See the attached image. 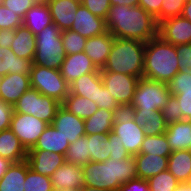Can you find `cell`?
<instances>
[{"label":"cell","instance_id":"1","mask_svg":"<svg viewBox=\"0 0 191 191\" xmlns=\"http://www.w3.org/2000/svg\"><path fill=\"white\" fill-rule=\"evenodd\" d=\"M107 31L115 38L135 39L144 43L158 36V23L141 6L111 5Z\"/></svg>","mask_w":191,"mask_h":191},{"label":"cell","instance_id":"2","mask_svg":"<svg viewBox=\"0 0 191 191\" xmlns=\"http://www.w3.org/2000/svg\"><path fill=\"white\" fill-rule=\"evenodd\" d=\"M85 186L117 191L131 179L138 178L134 156L124 159L108 158L105 162L83 165Z\"/></svg>","mask_w":191,"mask_h":191},{"label":"cell","instance_id":"3","mask_svg":"<svg viewBox=\"0 0 191 191\" xmlns=\"http://www.w3.org/2000/svg\"><path fill=\"white\" fill-rule=\"evenodd\" d=\"M179 69L175 45L163 41L159 36L146 42L144 78L167 83Z\"/></svg>","mask_w":191,"mask_h":191},{"label":"cell","instance_id":"4","mask_svg":"<svg viewBox=\"0 0 191 191\" xmlns=\"http://www.w3.org/2000/svg\"><path fill=\"white\" fill-rule=\"evenodd\" d=\"M145 44L135 39L115 38L111 52L100 71L143 77Z\"/></svg>","mask_w":191,"mask_h":191},{"label":"cell","instance_id":"5","mask_svg":"<svg viewBox=\"0 0 191 191\" xmlns=\"http://www.w3.org/2000/svg\"><path fill=\"white\" fill-rule=\"evenodd\" d=\"M61 30L54 24L47 25L35 35L36 52L34 65L60 70L66 56L62 44Z\"/></svg>","mask_w":191,"mask_h":191},{"label":"cell","instance_id":"6","mask_svg":"<svg viewBox=\"0 0 191 191\" xmlns=\"http://www.w3.org/2000/svg\"><path fill=\"white\" fill-rule=\"evenodd\" d=\"M30 86L61 104L69 94V84L62 77L61 71L45 66L32 64Z\"/></svg>","mask_w":191,"mask_h":191},{"label":"cell","instance_id":"7","mask_svg":"<svg viewBox=\"0 0 191 191\" xmlns=\"http://www.w3.org/2000/svg\"><path fill=\"white\" fill-rule=\"evenodd\" d=\"M61 103L42 95L37 89L29 88L13 105L14 112L30 114L51 124Z\"/></svg>","mask_w":191,"mask_h":191},{"label":"cell","instance_id":"8","mask_svg":"<svg viewBox=\"0 0 191 191\" xmlns=\"http://www.w3.org/2000/svg\"><path fill=\"white\" fill-rule=\"evenodd\" d=\"M170 95L167 83L142 77L138 80L133 101L128 109L161 110Z\"/></svg>","mask_w":191,"mask_h":191},{"label":"cell","instance_id":"9","mask_svg":"<svg viewBox=\"0 0 191 191\" xmlns=\"http://www.w3.org/2000/svg\"><path fill=\"white\" fill-rule=\"evenodd\" d=\"M112 132L119 136V141L123 143L130 155L139 154L145 137L143 127L134 120L127 110L117 114Z\"/></svg>","mask_w":191,"mask_h":191},{"label":"cell","instance_id":"10","mask_svg":"<svg viewBox=\"0 0 191 191\" xmlns=\"http://www.w3.org/2000/svg\"><path fill=\"white\" fill-rule=\"evenodd\" d=\"M100 74L104 87L109 90L114 100L127 110L133 101L139 78L110 71H100Z\"/></svg>","mask_w":191,"mask_h":191},{"label":"cell","instance_id":"11","mask_svg":"<svg viewBox=\"0 0 191 191\" xmlns=\"http://www.w3.org/2000/svg\"><path fill=\"white\" fill-rule=\"evenodd\" d=\"M49 124L30 114L13 111L10 129L28 151L37 143L39 136Z\"/></svg>","mask_w":191,"mask_h":191},{"label":"cell","instance_id":"12","mask_svg":"<svg viewBox=\"0 0 191 191\" xmlns=\"http://www.w3.org/2000/svg\"><path fill=\"white\" fill-rule=\"evenodd\" d=\"M158 36L172 45L191 43V22L182 16L170 17L158 23Z\"/></svg>","mask_w":191,"mask_h":191},{"label":"cell","instance_id":"13","mask_svg":"<svg viewBox=\"0 0 191 191\" xmlns=\"http://www.w3.org/2000/svg\"><path fill=\"white\" fill-rule=\"evenodd\" d=\"M70 30L78 32L88 39L107 32L106 20L92 14L85 6L80 4Z\"/></svg>","mask_w":191,"mask_h":191},{"label":"cell","instance_id":"14","mask_svg":"<svg viewBox=\"0 0 191 191\" xmlns=\"http://www.w3.org/2000/svg\"><path fill=\"white\" fill-rule=\"evenodd\" d=\"M60 71L68 84L84 74L100 73V69L95 66L85 52L66 55Z\"/></svg>","mask_w":191,"mask_h":191},{"label":"cell","instance_id":"15","mask_svg":"<svg viewBox=\"0 0 191 191\" xmlns=\"http://www.w3.org/2000/svg\"><path fill=\"white\" fill-rule=\"evenodd\" d=\"M54 126L69 143H74L79 137L85 136L84 119L70 113L62 105L58 108L52 121Z\"/></svg>","mask_w":191,"mask_h":191},{"label":"cell","instance_id":"16","mask_svg":"<svg viewBox=\"0 0 191 191\" xmlns=\"http://www.w3.org/2000/svg\"><path fill=\"white\" fill-rule=\"evenodd\" d=\"M26 160L34 172L51 177L55 170L65 163V156L45 150H28Z\"/></svg>","mask_w":191,"mask_h":191},{"label":"cell","instance_id":"17","mask_svg":"<svg viewBox=\"0 0 191 191\" xmlns=\"http://www.w3.org/2000/svg\"><path fill=\"white\" fill-rule=\"evenodd\" d=\"M30 87V74L13 73L2 76L0 100L13 106Z\"/></svg>","mask_w":191,"mask_h":191},{"label":"cell","instance_id":"18","mask_svg":"<svg viewBox=\"0 0 191 191\" xmlns=\"http://www.w3.org/2000/svg\"><path fill=\"white\" fill-rule=\"evenodd\" d=\"M50 178L54 190L64 188L81 189L85 186L83 167L67 162L59 166Z\"/></svg>","mask_w":191,"mask_h":191},{"label":"cell","instance_id":"19","mask_svg":"<svg viewBox=\"0 0 191 191\" xmlns=\"http://www.w3.org/2000/svg\"><path fill=\"white\" fill-rule=\"evenodd\" d=\"M115 37L109 32L86 39L83 52L92 60L98 69H102L111 52Z\"/></svg>","mask_w":191,"mask_h":191},{"label":"cell","instance_id":"20","mask_svg":"<svg viewBox=\"0 0 191 191\" xmlns=\"http://www.w3.org/2000/svg\"><path fill=\"white\" fill-rule=\"evenodd\" d=\"M81 0H49L47 3L53 23L61 30L70 29Z\"/></svg>","mask_w":191,"mask_h":191},{"label":"cell","instance_id":"21","mask_svg":"<svg viewBox=\"0 0 191 191\" xmlns=\"http://www.w3.org/2000/svg\"><path fill=\"white\" fill-rule=\"evenodd\" d=\"M134 120L143 127L145 136H156L166 132V124L161 110L143 111V109H127Z\"/></svg>","mask_w":191,"mask_h":191},{"label":"cell","instance_id":"22","mask_svg":"<svg viewBox=\"0 0 191 191\" xmlns=\"http://www.w3.org/2000/svg\"><path fill=\"white\" fill-rule=\"evenodd\" d=\"M165 136L172 152L191 150V120L178 121L168 125Z\"/></svg>","mask_w":191,"mask_h":191},{"label":"cell","instance_id":"23","mask_svg":"<svg viewBox=\"0 0 191 191\" xmlns=\"http://www.w3.org/2000/svg\"><path fill=\"white\" fill-rule=\"evenodd\" d=\"M69 92L89 98L98 106L100 96V73H88L69 84Z\"/></svg>","mask_w":191,"mask_h":191},{"label":"cell","instance_id":"24","mask_svg":"<svg viewBox=\"0 0 191 191\" xmlns=\"http://www.w3.org/2000/svg\"><path fill=\"white\" fill-rule=\"evenodd\" d=\"M69 145L70 143L68 139H65L60 131L52 126V124H49L39 136V139L34 147L29 150H45L65 156Z\"/></svg>","mask_w":191,"mask_h":191},{"label":"cell","instance_id":"25","mask_svg":"<svg viewBox=\"0 0 191 191\" xmlns=\"http://www.w3.org/2000/svg\"><path fill=\"white\" fill-rule=\"evenodd\" d=\"M138 178L148 180L168 169V157L153 154L134 155Z\"/></svg>","mask_w":191,"mask_h":191},{"label":"cell","instance_id":"26","mask_svg":"<svg viewBox=\"0 0 191 191\" xmlns=\"http://www.w3.org/2000/svg\"><path fill=\"white\" fill-rule=\"evenodd\" d=\"M28 151L9 128L0 132V157L13 163L26 160Z\"/></svg>","mask_w":191,"mask_h":191},{"label":"cell","instance_id":"27","mask_svg":"<svg viewBox=\"0 0 191 191\" xmlns=\"http://www.w3.org/2000/svg\"><path fill=\"white\" fill-rule=\"evenodd\" d=\"M10 48L18 57L33 62L36 52L35 36L24 25L17 27Z\"/></svg>","mask_w":191,"mask_h":191},{"label":"cell","instance_id":"28","mask_svg":"<svg viewBox=\"0 0 191 191\" xmlns=\"http://www.w3.org/2000/svg\"><path fill=\"white\" fill-rule=\"evenodd\" d=\"M52 23V16L47 4L35 3L26 12L23 18V25L27 27L34 36Z\"/></svg>","mask_w":191,"mask_h":191},{"label":"cell","instance_id":"29","mask_svg":"<svg viewBox=\"0 0 191 191\" xmlns=\"http://www.w3.org/2000/svg\"><path fill=\"white\" fill-rule=\"evenodd\" d=\"M116 116L115 111L99 108L91 117L84 120L85 135L111 132Z\"/></svg>","mask_w":191,"mask_h":191},{"label":"cell","instance_id":"30","mask_svg":"<svg viewBox=\"0 0 191 191\" xmlns=\"http://www.w3.org/2000/svg\"><path fill=\"white\" fill-rule=\"evenodd\" d=\"M176 179L185 183L191 174V150H178L168 157V169Z\"/></svg>","mask_w":191,"mask_h":191},{"label":"cell","instance_id":"31","mask_svg":"<svg viewBox=\"0 0 191 191\" xmlns=\"http://www.w3.org/2000/svg\"><path fill=\"white\" fill-rule=\"evenodd\" d=\"M3 57L0 59V76L19 73L30 74L33 62L31 60L18 57L11 48H1Z\"/></svg>","mask_w":191,"mask_h":191},{"label":"cell","instance_id":"32","mask_svg":"<svg viewBox=\"0 0 191 191\" xmlns=\"http://www.w3.org/2000/svg\"><path fill=\"white\" fill-rule=\"evenodd\" d=\"M27 173V160L12 163L0 179V191H24Z\"/></svg>","mask_w":191,"mask_h":191},{"label":"cell","instance_id":"33","mask_svg":"<svg viewBox=\"0 0 191 191\" xmlns=\"http://www.w3.org/2000/svg\"><path fill=\"white\" fill-rule=\"evenodd\" d=\"M61 105L70 113L84 120L91 117L99 109L96 103L89 98H84L71 92H69Z\"/></svg>","mask_w":191,"mask_h":191},{"label":"cell","instance_id":"34","mask_svg":"<svg viewBox=\"0 0 191 191\" xmlns=\"http://www.w3.org/2000/svg\"><path fill=\"white\" fill-rule=\"evenodd\" d=\"M89 141L90 161L105 162L110 158V142L108 133L87 135Z\"/></svg>","mask_w":191,"mask_h":191},{"label":"cell","instance_id":"35","mask_svg":"<svg viewBox=\"0 0 191 191\" xmlns=\"http://www.w3.org/2000/svg\"><path fill=\"white\" fill-rule=\"evenodd\" d=\"M89 141L87 135L79 137L68 146L65 154V162L83 166L90 162Z\"/></svg>","mask_w":191,"mask_h":191},{"label":"cell","instance_id":"36","mask_svg":"<svg viewBox=\"0 0 191 191\" xmlns=\"http://www.w3.org/2000/svg\"><path fill=\"white\" fill-rule=\"evenodd\" d=\"M172 153L165 133L156 136H145L139 154L169 156Z\"/></svg>","mask_w":191,"mask_h":191},{"label":"cell","instance_id":"37","mask_svg":"<svg viewBox=\"0 0 191 191\" xmlns=\"http://www.w3.org/2000/svg\"><path fill=\"white\" fill-rule=\"evenodd\" d=\"M24 191H54L51 178L34 172L27 162V173Z\"/></svg>","mask_w":191,"mask_h":191},{"label":"cell","instance_id":"38","mask_svg":"<svg viewBox=\"0 0 191 191\" xmlns=\"http://www.w3.org/2000/svg\"><path fill=\"white\" fill-rule=\"evenodd\" d=\"M147 181L151 191H175L180 184L168 170L154 175Z\"/></svg>","mask_w":191,"mask_h":191},{"label":"cell","instance_id":"39","mask_svg":"<svg viewBox=\"0 0 191 191\" xmlns=\"http://www.w3.org/2000/svg\"><path fill=\"white\" fill-rule=\"evenodd\" d=\"M61 37L66 55L83 52L87 38L70 29L63 30L61 32Z\"/></svg>","mask_w":191,"mask_h":191},{"label":"cell","instance_id":"40","mask_svg":"<svg viewBox=\"0 0 191 191\" xmlns=\"http://www.w3.org/2000/svg\"><path fill=\"white\" fill-rule=\"evenodd\" d=\"M163 118L167 125L174 124L178 121H184V116L180 105L174 95H170L165 106L161 109Z\"/></svg>","mask_w":191,"mask_h":191},{"label":"cell","instance_id":"41","mask_svg":"<svg viewBox=\"0 0 191 191\" xmlns=\"http://www.w3.org/2000/svg\"><path fill=\"white\" fill-rule=\"evenodd\" d=\"M22 25L23 20L15 12L0 3V30H15Z\"/></svg>","mask_w":191,"mask_h":191},{"label":"cell","instance_id":"42","mask_svg":"<svg viewBox=\"0 0 191 191\" xmlns=\"http://www.w3.org/2000/svg\"><path fill=\"white\" fill-rule=\"evenodd\" d=\"M171 95L180 94L182 91H191V75L178 72L169 82H167Z\"/></svg>","mask_w":191,"mask_h":191},{"label":"cell","instance_id":"43","mask_svg":"<svg viewBox=\"0 0 191 191\" xmlns=\"http://www.w3.org/2000/svg\"><path fill=\"white\" fill-rule=\"evenodd\" d=\"M98 108L115 111L117 114L124 111V109L116 102L107 88L104 87L100 74V96Z\"/></svg>","mask_w":191,"mask_h":191},{"label":"cell","instance_id":"44","mask_svg":"<svg viewBox=\"0 0 191 191\" xmlns=\"http://www.w3.org/2000/svg\"><path fill=\"white\" fill-rule=\"evenodd\" d=\"M179 72L189 73L191 75V43L175 45Z\"/></svg>","mask_w":191,"mask_h":191},{"label":"cell","instance_id":"45","mask_svg":"<svg viewBox=\"0 0 191 191\" xmlns=\"http://www.w3.org/2000/svg\"><path fill=\"white\" fill-rule=\"evenodd\" d=\"M184 5V0H163L161 5V21L170 17L181 16Z\"/></svg>","mask_w":191,"mask_h":191},{"label":"cell","instance_id":"46","mask_svg":"<svg viewBox=\"0 0 191 191\" xmlns=\"http://www.w3.org/2000/svg\"><path fill=\"white\" fill-rule=\"evenodd\" d=\"M81 4L85 6L92 14L106 19L111 7L110 0H81Z\"/></svg>","mask_w":191,"mask_h":191},{"label":"cell","instance_id":"47","mask_svg":"<svg viewBox=\"0 0 191 191\" xmlns=\"http://www.w3.org/2000/svg\"><path fill=\"white\" fill-rule=\"evenodd\" d=\"M108 139L110 142V158L111 159H124L128 158L131 155L128 151L124 148V145L121 141H119V136H117L114 132L108 133Z\"/></svg>","mask_w":191,"mask_h":191},{"label":"cell","instance_id":"48","mask_svg":"<svg viewBox=\"0 0 191 191\" xmlns=\"http://www.w3.org/2000/svg\"><path fill=\"white\" fill-rule=\"evenodd\" d=\"M2 4L15 12L22 20L26 12L35 4L33 0H2Z\"/></svg>","mask_w":191,"mask_h":191},{"label":"cell","instance_id":"49","mask_svg":"<svg viewBox=\"0 0 191 191\" xmlns=\"http://www.w3.org/2000/svg\"><path fill=\"white\" fill-rule=\"evenodd\" d=\"M163 0H139V6L152 15L157 23L161 22V5Z\"/></svg>","mask_w":191,"mask_h":191},{"label":"cell","instance_id":"50","mask_svg":"<svg viewBox=\"0 0 191 191\" xmlns=\"http://www.w3.org/2000/svg\"><path fill=\"white\" fill-rule=\"evenodd\" d=\"M180 105L185 120H191V91H182L174 95Z\"/></svg>","mask_w":191,"mask_h":191},{"label":"cell","instance_id":"51","mask_svg":"<svg viewBox=\"0 0 191 191\" xmlns=\"http://www.w3.org/2000/svg\"><path fill=\"white\" fill-rule=\"evenodd\" d=\"M13 111L12 105L0 100V132L10 128Z\"/></svg>","mask_w":191,"mask_h":191},{"label":"cell","instance_id":"52","mask_svg":"<svg viewBox=\"0 0 191 191\" xmlns=\"http://www.w3.org/2000/svg\"><path fill=\"white\" fill-rule=\"evenodd\" d=\"M117 191H151L147 180L134 178L122 184Z\"/></svg>","mask_w":191,"mask_h":191},{"label":"cell","instance_id":"53","mask_svg":"<svg viewBox=\"0 0 191 191\" xmlns=\"http://www.w3.org/2000/svg\"><path fill=\"white\" fill-rule=\"evenodd\" d=\"M14 37H15L14 29L0 30V47L10 48L11 43L14 40Z\"/></svg>","mask_w":191,"mask_h":191},{"label":"cell","instance_id":"54","mask_svg":"<svg viewBox=\"0 0 191 191\" xmlns=\"http://www.w3.org/2000/svg\"><path fill=\"white\" fill-rule=\"evenodd\" d=\"M12 161L0 157V179L3 177V175L8 171L9 167L12 165Z\"/></svg>","mask_w":191,"mask_h":191},{"label":"cell","instance_id":"55","mask_svg":"<svg viewBox=\"0 0 191 191\" xmlns=\"http://www.w3.org/2000/svg\"><path fill=\"white\" fill-rule=\"evenodd\" d=\"M111 5L139 6V0H110Z\"/></svg>","mask_w":191,"mask_h":191},{"label":"cell","instance_id":"56","mask_svg":"<svg viewBox=\"0 0 191 191\" xmlns=\"http://www.w3.org/2000/svg\"><path fill=\"white\" fill-rule=\"evenodd\" d=\"M181 16L191 22V1L185 2Z\"/></svg>","mask_w":191,"mask_h":191},{"label":"cell","instance_id":"57","mask_svg":"<svg viewBox=\"0 0 191 191\" xmlns=\"http://www.w3.org/2000/svg\"><path fill=\"white\" fill-rule=\"evenodd\" d=\"M81 191H113V190L95 188V187H90V186H83L81 188Z\"/></svg>","mask_w":191,"mask_h":191},{"label":"cell","instance_id":"58","mask_svg":"<svg viewBox=\"0 0 191 191\" xmlns=\"http://www.w3.org/2000/svg\"><path fill=\"white\" fill-rule=\"evenodd\" d=\"M175 191H191V188L188 187L186 184L181 183L178 185Z\"/></svg>","mask_w":191,"mask_h":191},{"label":"cell","instance_id":"59","mask_svg":"<svg viewBox=\"0 0 191 191\" xmlns=\"http://www.w3.org/2000/svg\"><path fill=\"white\" fill-rule=\"evenodd\" d=\"M54 191H81V189H76V188H72V189H55Z\"/></svg>","mask_w":191,"mask_h":191},{"label":"cell","instance_id":"60","mask_svg":"<svg viewBox=\"0 0 191 191\" xmlns=\"http://www.w3.org/2000/svg\"><path fill=\"white\" fill-rule=\"evenodd\" d=\"M35 3H40V4H47L49 0H33Z\"/></svg>","mask_w":191,"mask_h":191},{"label":"cell","instance_id":"61","mask_svg":"<svg viewBox=\"0 0 191 191\" xmlns=\"http://www.w3.org/2000/svg\"><path fill=\"white\" fill-rule=\"evenodd\" d=\"M184 184H186L188 187L191 188V174L189 175L188 179L186 180Z\"/></svg>","mask_w":191,"mask_h":191},{"label":"cell","instance_id":"62","mask_svg":"<svg viewBox=\"0 0 191 191\" xmlns=\"http://www.w3.org/2000/svg\"><path fill=\"white\" fill-rule=\"evenodd\" d=\"M3 57V54L1 53V47H0V59Z\"/></svg>","mask_w":191,"mask_h":191}]
</instances>
